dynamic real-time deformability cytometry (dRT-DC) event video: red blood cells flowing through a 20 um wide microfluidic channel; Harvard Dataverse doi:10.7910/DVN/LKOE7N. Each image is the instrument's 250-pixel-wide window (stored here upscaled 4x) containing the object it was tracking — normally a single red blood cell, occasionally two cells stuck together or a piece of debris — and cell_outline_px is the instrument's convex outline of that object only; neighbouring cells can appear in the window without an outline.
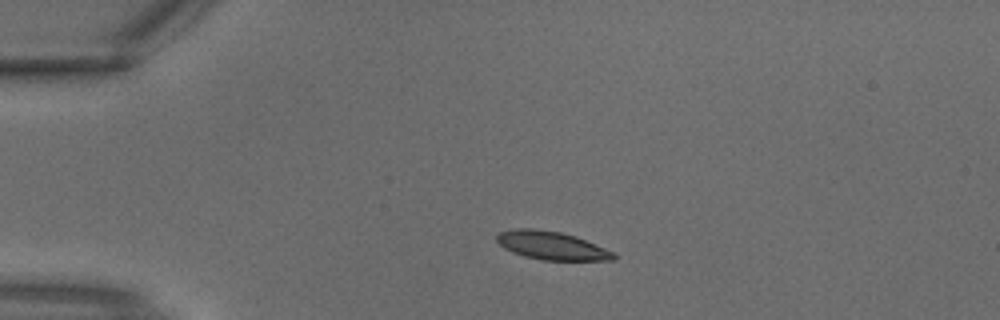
{"species": "common noctule bat (a hibernating species)", "species_latin": "Nyctalus noctula", "temperature_condition": "warm", "stored_images_in_passage": 3, "camera_frame_rate_fps": 3000, "um_per_image_px": 0.085, "animal": {"sex": "male", "body_mass_g": 18.8}, "frame": {"image": 1, "passage_image": 2, "time_ms": 0.333, "image_size_px": [1000, 320], "cell_outline_px": [[616, 260], [544, 260], [524, 256], [512, 252], [504, 248], [496, 240], [496, 236], [500, 232], [516, 228], [532, 228], [560, 232], [576, 236], [604, 248], [612, 252], [616, 256]], "centroid_in_image_um": [46.86, 20.87], "position_along_channel_um": 38.1, "area_um2": 19.07}}